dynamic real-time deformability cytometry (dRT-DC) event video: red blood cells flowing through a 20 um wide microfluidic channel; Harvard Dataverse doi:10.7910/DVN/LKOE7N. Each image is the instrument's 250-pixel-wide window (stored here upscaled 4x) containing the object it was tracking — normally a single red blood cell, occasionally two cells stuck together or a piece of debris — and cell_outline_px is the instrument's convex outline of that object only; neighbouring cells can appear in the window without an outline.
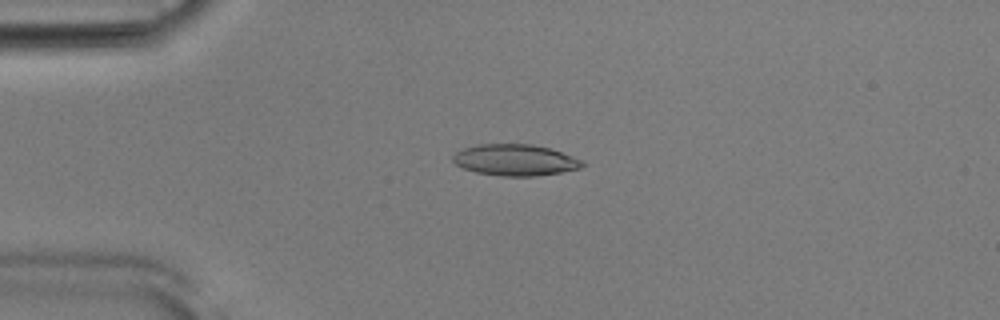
{"species": "Egyptian fruit bat (a non-hibernating species)", "species_latin": "Rousettus aegyptiacus", "temperature_condition": "room temperature", "stored_images_in_passage": 53, "camera_frame_rate_fps": 3000, "um_per_image_px": 0.085, "animal": {"sex": "male"}, "frame": {"image": 1, "passage_image": 13, "time_ms": 4.0, "image_size_px": [1000, 320], "cell_outline_px": [[584, 164], [580, 168], [560, 172], [536, 176], [500, 176], [476, 172], [464, 168], [456, 164], [452, 160], [452, 156], [456, 152], [464, 148], [476, 144], [532, 144], [548, 148], [584, 160]], "centroid_in_image_um": [43.77, 13.6], "position_along_channel_um": 41.2, "area_um2": 23.52}}
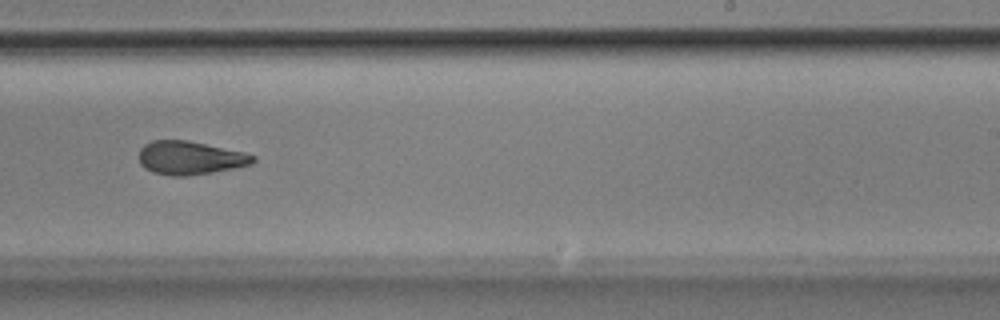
{"frame": {"image": 2, "passage_image": 33, "time_ms": 10.667, "image_size_px": [1000, 320], "cell_outline_px": [[256, 160], [252, 164], [212, 172], [184, 176], [172, 176], [152, 172], [144, 168], [140, 164], [140, 148], [144, 144], [152, 140], [188, 140], [240, 152], [256, 156]], "centroid_in_image_um": [16.11, 13.42], "position_along_channel_um": 272.9, "area_um2": 21.96}}
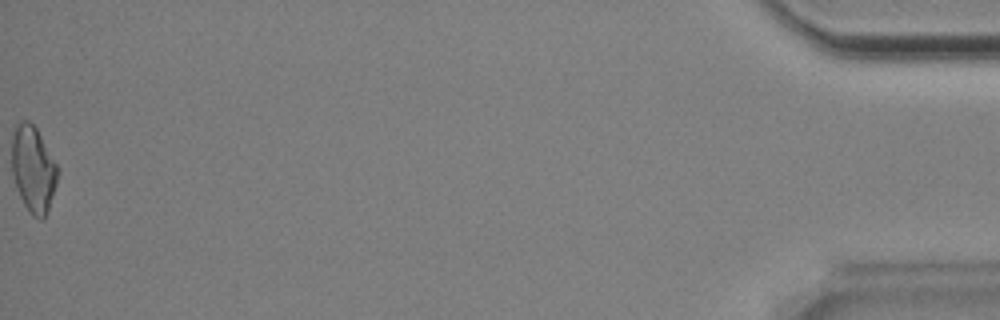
{"frame": {"image": 3, "passage_image": 53, "time_ms": 17.333, "image_size_px": [1000, 320], "cell_outline_px": [[60, 172], [48, 212], [40, 220], [32, 216], [24, 204], [20, 196], [12, 176], [12, 128], [20, 120], [28, 120], [36, 128], [60, 168]], "centroid_in_image_um": [2.83, 14.36], "position_along_channel_um": 432.4, "area_um2": 23.47}, "authors_computed_cell_mechanics": {"area_um2": 22.5998, "velocity_mm_per_s": 3.8893, "shape_relaxation_time_tau1_ms": null, "shape_relaxation_time_tau2_ms": 3.5093, "deformation_change_tau1": null, "deformation_change_tau2": 0.1155}}